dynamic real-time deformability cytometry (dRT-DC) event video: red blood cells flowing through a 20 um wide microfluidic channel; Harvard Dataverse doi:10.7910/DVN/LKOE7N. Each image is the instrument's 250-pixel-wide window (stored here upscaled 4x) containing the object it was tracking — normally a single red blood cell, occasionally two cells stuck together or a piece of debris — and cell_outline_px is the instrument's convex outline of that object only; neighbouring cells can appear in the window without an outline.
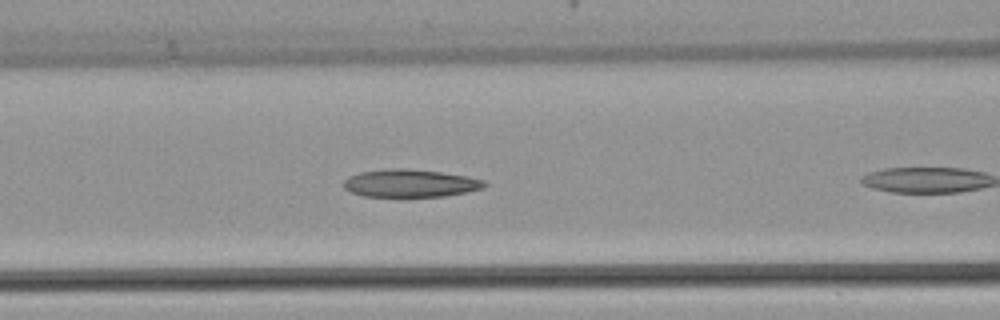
{"species": "common noctule bat (a hibernating species)", "species_latin": "Nyctalus noctula", "temperature_condition": "warm", "stored_images_in_passage": 9, "camera_frame_rate_fps": 3000, "um_per_image_px": 0.085, "animal": {"sex": "female", "body_mass_g": 22.7, "forearm_length_mm": 54.2}, "frame": {"image": 1, "passage_image": 6, "time_ms": 1.667, "image_size_px": [1000, 320], "cell_outline_px": [[488, 184], [480, 188], [464, 192], [444, 196], [400, 200], [364, 196], [352, 192], [344, 188], [344, 180], [348, 176], [360, 172], [388, 168], [404, 168], [440, 172], [468, 176], [484, 180]], "centroid_in_image_um": [34.81, 15.62], "position_along_channel_um": 131.8, "area_um2": 23.7}}
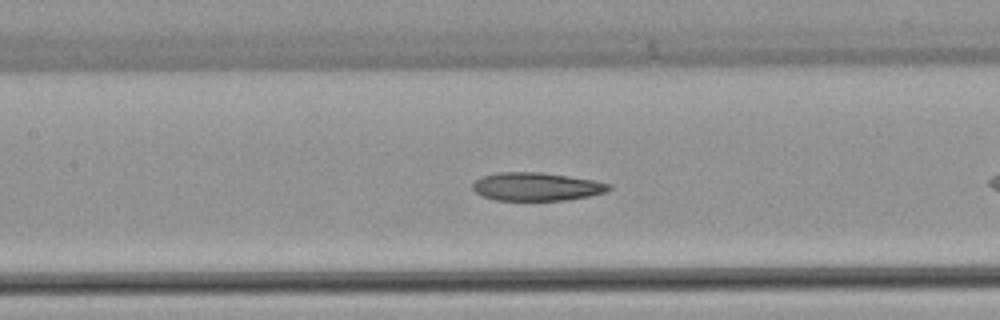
{"frame": {"image": 2, "passage_image": 8, "time_ms": 2.333, "image_size_px": [1000, 320], "cell_outline_px": [[612, 188], [608, 192], [568, 200], [496, 200], [480, 196], [472, 188], [472, 184], [480, 176], [496, 172], [540, 172], [596, 180], [612, 184]], "centroid_in_image_um": [45.61, 15.86], "position_along_channel_um": 161.8, "area_um2": 22.72}}